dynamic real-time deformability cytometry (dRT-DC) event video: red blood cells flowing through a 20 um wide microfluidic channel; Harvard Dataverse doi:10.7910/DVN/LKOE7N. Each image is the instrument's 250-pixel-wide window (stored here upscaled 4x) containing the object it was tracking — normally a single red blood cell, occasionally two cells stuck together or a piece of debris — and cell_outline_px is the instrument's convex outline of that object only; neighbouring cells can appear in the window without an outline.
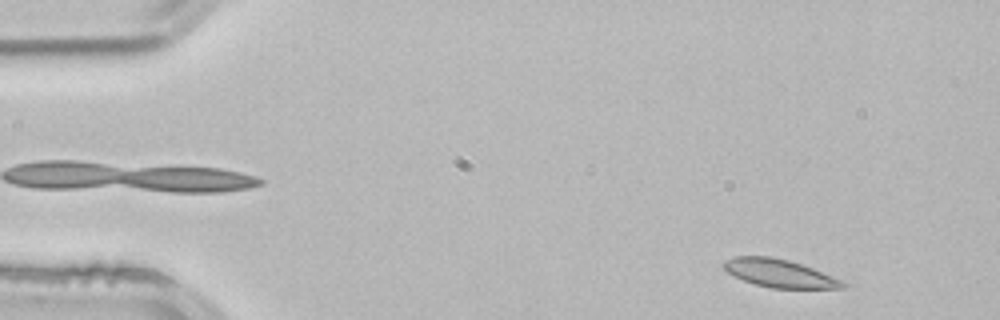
{"species": "common noctule bat (a hibernating species)", "species_latin": "Nyctalus noctula", "temperature_condition": "room temperature", "stored_images_in_passage": 3, "segment_of_instrument_passage": [2, 2], "camera_frame_rate_fps": 3000, "um_per_image_px": 0.085, "animal": {"sex": "male", "body_mass_g": 21.5, "forearm_length_mm": 52.0}, "frame": {"image": 1, "passage_image": 3, "time_ms": 0.667, "image_size_px": [1000, 320], "cell_outline_px": [[848, 284], [844, 288], [772, 288], [756, 284], [744, 280], [728, 272], [720, 264], [724, 260], [736, 256], [772, 256], [788, 260], [812, 268], [832, 276]], "centroid_in_image_um": [66.23, 23.22], "position_along_channel_um": 18.8, "area_um2": 19.19}}